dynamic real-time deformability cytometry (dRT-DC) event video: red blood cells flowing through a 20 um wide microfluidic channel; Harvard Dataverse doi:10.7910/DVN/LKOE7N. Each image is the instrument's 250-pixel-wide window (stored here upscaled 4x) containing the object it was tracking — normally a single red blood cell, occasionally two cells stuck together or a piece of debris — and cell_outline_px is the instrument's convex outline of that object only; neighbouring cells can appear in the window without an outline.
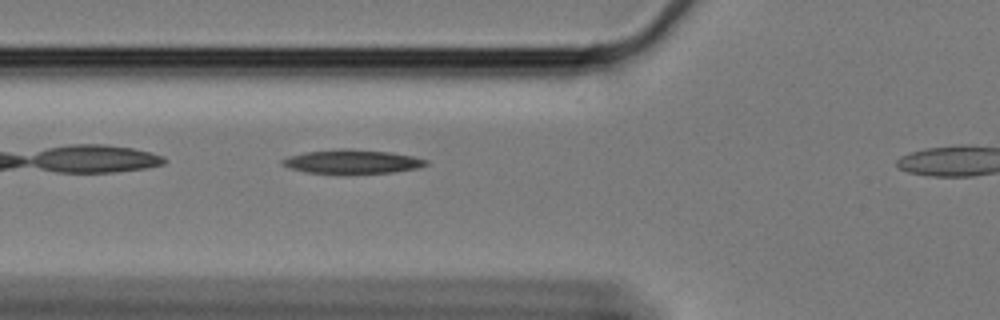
{"species": "Egyptian fruit bat (a non-hibernating species)", "species_latin": "Rousettus aegyptiacus", "temperature_condition": "cold", "stored_images_in_passage": 32, "camera_frame_rate_fps": 3000, "um_per_image_px": 0.085, "animal": {"sex": "female"}, "frame": {"image": 1, "passage_image": 4, "time_ms": 1.0, "image_size_px": [1000, 320], "cell_outline_px": [[428, 164], [416, 168], [392, 172], [308, 172], [292, 168], [280, 164], [280, 160], [288, 156], [308, 152], [340, 148], [348, 148], [388, 152], [412, 156], [428, 160]], "centroid_in_image_um": [29.93, 13.71], "position_along_channel_um": 95.9, "area_um2": 19.36}}
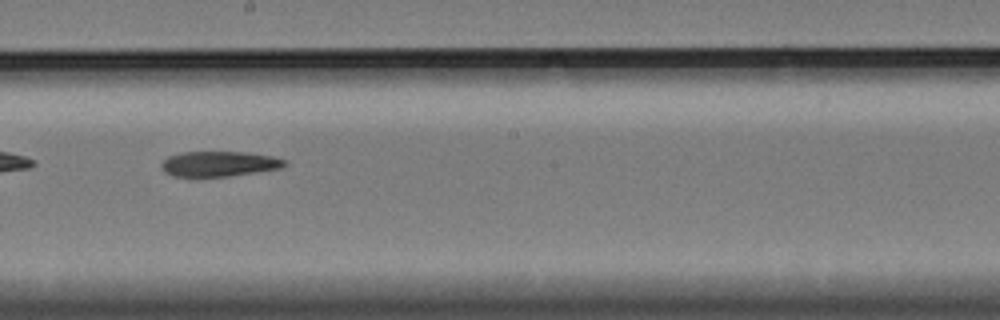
{"frame": {"image": 2, "passage_image": 16, "time_ms": 5.0, "image_size_px": [1000, 320], "cell_outline_px": [[288, 164], [280, 168], [228, 176], [192, 180], [176, 176], [164, 172], [160, 164], [168, 156], [184, 152], [244, 152], [272, 156], [288, 160]], "centroid_in_image_um": [18.57, 13.96], "position_along_channel_um": 229.6, "area_um2": 18.67}}
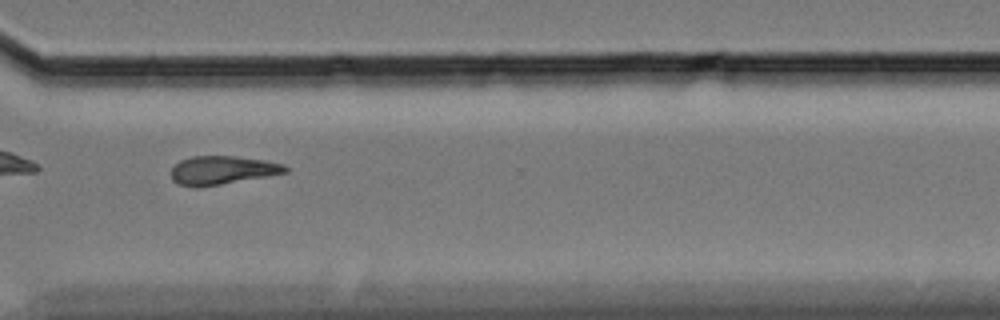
{"frame": {"image": 3, "passage_image": 27, "time_ms": 8.667, "image_size_px": [1000, 320], "cell_outline_px": [[288, 172], [268, 176], [196, 188], [180, 184], [172, 180], [172, 168], [180, 160], [192, 156], [236, 156], [264, 160], [284, 164], [288, 168]], "centroid_in_image_um": [18.9, 14.46], "position_along_channel_um": 351.7, "area_um2": 18.9}}